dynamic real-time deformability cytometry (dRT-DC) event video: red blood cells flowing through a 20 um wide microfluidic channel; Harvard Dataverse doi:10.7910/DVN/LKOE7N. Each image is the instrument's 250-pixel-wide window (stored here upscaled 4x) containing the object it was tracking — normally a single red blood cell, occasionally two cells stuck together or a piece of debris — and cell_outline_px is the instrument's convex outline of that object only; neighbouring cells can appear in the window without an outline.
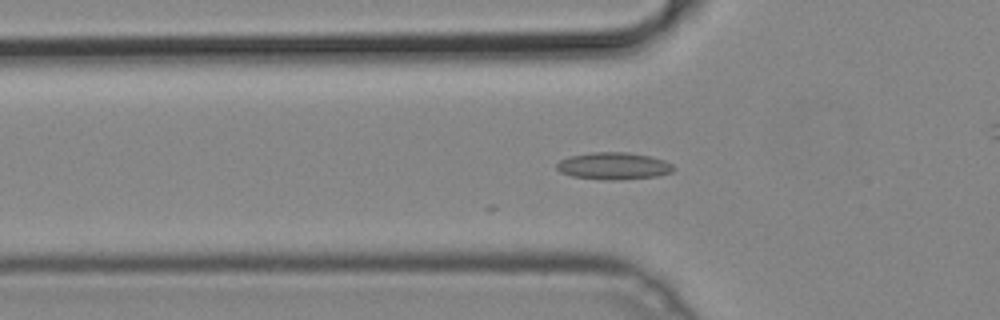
{"species": "common noctule bat (a hibernating species)", "species_latin": "Nyctalus noctula", "temperature_condition": "cold", "stored_images_in_passage": 28, "camera_frame_rate_fps": 3000, "um_per_image_px": 0.085, "animal": {"sex": "male", "body_mass_g": 19.2, "forearm_length_mm": 51.8}, "frame": {"image": 1, "passage_image": 13, "time_ms": 4.0, "image_size_px": [1000, 320], "cell_outline_px": [[676, 168], [672, 172], [656, 176], [612, 180], [608, 180], [572, 176], [560, 172], [556, 168], [556, 164], [560, 160], [568, 156], [592, 152], [628, 152], [648, 156], [664, 160], [672, 164]], "centroid_in_image_um": [52.14, 14.1], "position_along_channel_um": 73.7, "area_um2": 18.38}}
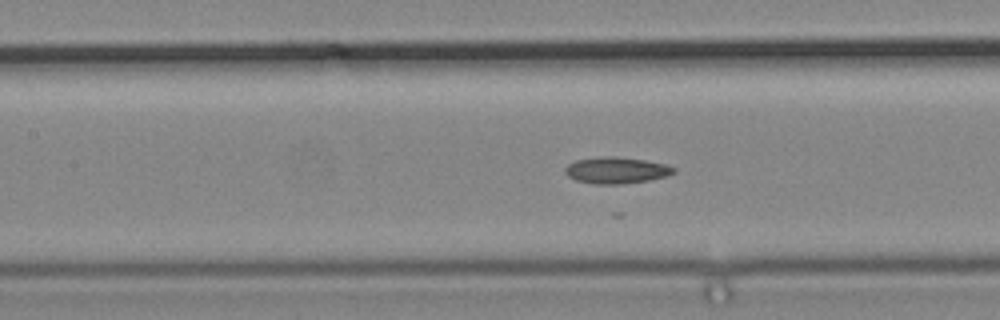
{"frame": {"image": 2, "passage_image": 19, "time_ms": 6.0, "image_size_px": [1000, 320], "cell_outline_px": [[676, 172], [668, 176], [648, 180], [620, 184], [596, 184], [576, 180], [568, 176], [564, 172], [564, 168], [568, 164], [576, 160], [608, 156], [616, 156], [644, 160], [664, 164], [676, 168]], "centroid_in_image_um": [52.39, 14.47], "position_along_channel_um": 155.0, "area_um2": 16.65}}
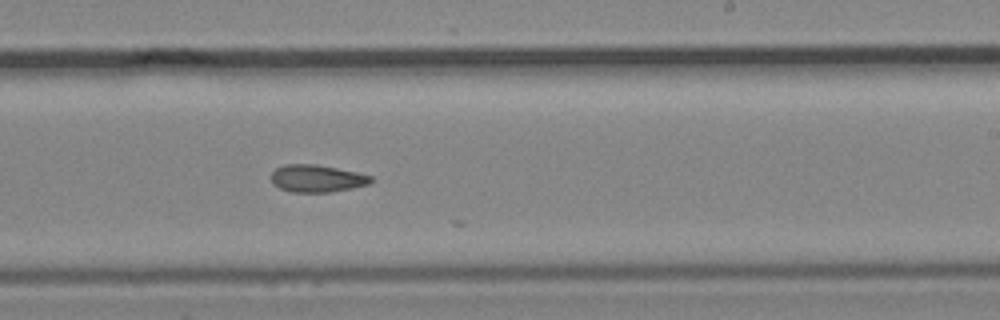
{"frame": {"image": 3, "passage_image": 27, "time_ms": 8.667, "image_size_px": [1000, 320], "cell_outline_px": [[372, 180], [368, 184], [352, 188], [332, 192], [292, 192], [280, 188], [272, 184], [272, 172], [276, 168], [284, 164], [316, 164], [356, 172], [372, 176]], "centroid_in_image_um": [26.92, 15.17], "position_along_channel_um": 262.1, "area_um2": 15.84}}